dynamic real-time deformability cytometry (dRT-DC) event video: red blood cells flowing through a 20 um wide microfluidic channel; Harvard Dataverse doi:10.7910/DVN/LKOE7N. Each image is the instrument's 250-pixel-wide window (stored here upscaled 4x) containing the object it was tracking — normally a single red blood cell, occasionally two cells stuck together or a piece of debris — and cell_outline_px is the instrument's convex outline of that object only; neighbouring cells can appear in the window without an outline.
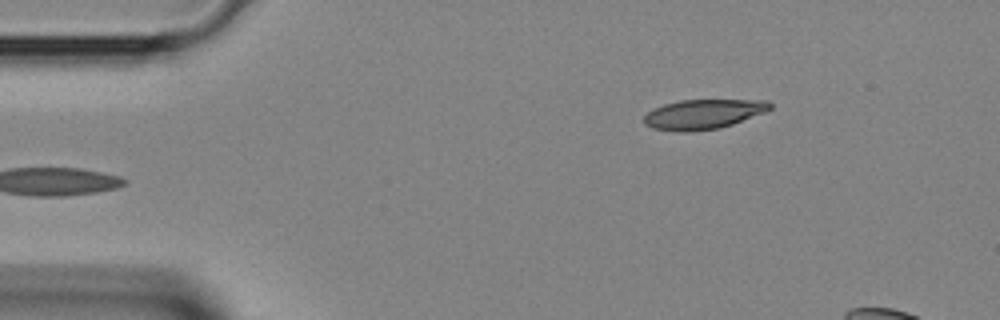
{"species": "Egyptian fruit bat (a non-hibernating species)", "species_latin": "Rousettus aegyptiacus", "temperature_condition": "room temperature", "stored_images_in_passage": 3, "camera_frame_rate_fps": 3000, "um_per_image_px": 0.085, "animal": {"sex": "female"}, "frame": {"image": 1, "passage_image": 3, "time_ms": 0.667, "image_size_px": [1000, 320], "cell_outline_px": [[772, 108], [764, 112], [732, 124], [720, 128], [688, 132], [680, 132], [652, 128], [644, 124], [644, 116], [648, 112], [664, 104], [680, 100], [768, 100], [772, 104]], "centroid_in_image_um": [59.77, 9.71], "position_along_channel_um": 25.2, "area_um2": 21.73}}